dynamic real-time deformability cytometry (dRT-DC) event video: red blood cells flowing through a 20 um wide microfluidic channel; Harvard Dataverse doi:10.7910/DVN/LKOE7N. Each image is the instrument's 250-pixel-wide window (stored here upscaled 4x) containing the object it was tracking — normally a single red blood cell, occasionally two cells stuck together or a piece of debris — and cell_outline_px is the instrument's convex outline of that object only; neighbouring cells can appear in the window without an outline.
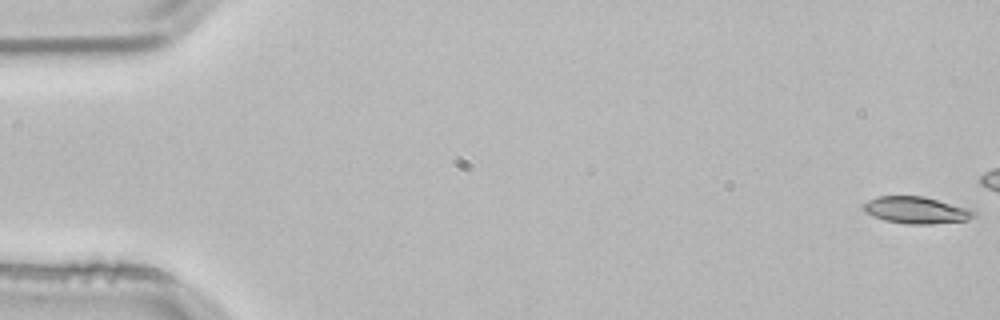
{"species": "common noctule bat (a hibernating species)", "species_latin": "Nyctalus noctula", "temperature_condition": "room temperature", "stored_images_in_passage": 5, "camera_frame_rate_fps": 3000, "um_per_image_px": 0.085, "animal": {"sex": "male", "body_mass_g": 21.5, "forearm_length_mm": 52.0}, "frame": {"image": 1, "passage_image": 1, "time_ms": 0.0, "image_size_px": [1000, 320], "cell_outline_px": [[976, 216], [968, 220], [928, 224], [908, 224], [884, 220], [872, 216], [864, 212], [860, 208], [860, 204], [876, 196], [924, 196], [976, 208]], "centroid_in_image_um": [77.91, 17.84], "position_along_channel_um": 7.1, "area_um2": 17.98}}